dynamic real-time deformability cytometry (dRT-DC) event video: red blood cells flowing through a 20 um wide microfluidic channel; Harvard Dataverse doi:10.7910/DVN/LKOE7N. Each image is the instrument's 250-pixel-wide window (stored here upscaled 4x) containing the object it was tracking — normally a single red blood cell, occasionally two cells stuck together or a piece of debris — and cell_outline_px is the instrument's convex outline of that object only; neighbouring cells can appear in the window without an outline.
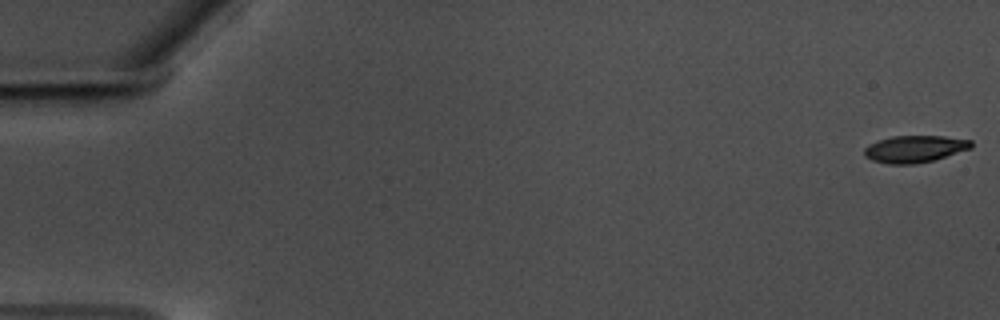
{"species": "common noctule bat (a hibernating species)", "species_latin": "Nyctalus noctula", "temperature_condition": "warm", "stored_images_in_passage": 15, "camera_frame_rate_fps": 3000, "um_per_image_px": 0.085, "animal": {"sex": "male", "body_mass_g": 17.5, "forearm_length_mm": 52.3}, "frame": {"image": 1, "passage_image": 1, "time_ms": 0.0, "image_size_px": [1000, 320], "cell_outline_px": [[972, 148], [932, 160], [916, 164], [888, 164], [872, 160], [864, 156], [864, 148], [868, 144], [892, 136], [944, 136], [972, 140]], "centroid_in_image_um": [77.73, 12.66], "position_along_channel_um": 7.3, "area_um2": 16.76}}